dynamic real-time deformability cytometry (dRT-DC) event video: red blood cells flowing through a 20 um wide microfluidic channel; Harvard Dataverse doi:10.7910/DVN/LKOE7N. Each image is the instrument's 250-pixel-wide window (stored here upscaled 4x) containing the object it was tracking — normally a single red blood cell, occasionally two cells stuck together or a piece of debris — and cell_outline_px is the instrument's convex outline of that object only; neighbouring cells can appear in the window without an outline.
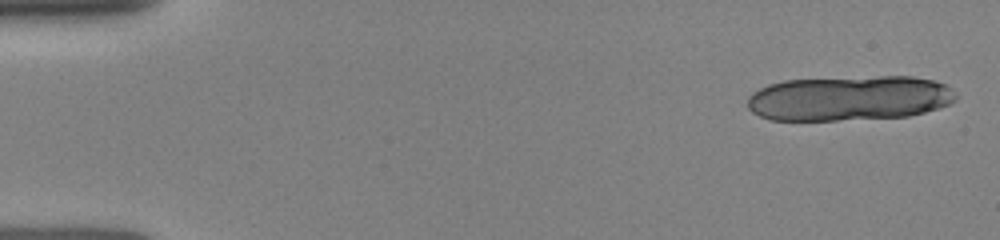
{"species": "human", "species_latin": "Homo sapiens", "temperature_condition": "room temperature", "stored_images_in_passage": 10, "segment_of_instrument_passage": [1, 2], "camera_frame_rate_fps": 3000, "um_per_image_px": 0.085, "donor": {"sex": "female"}, "frame": {"image": 1, "passage_image": 1, "time_ms": 0.0, "image_size_px": [1000, 240], "cell_outline_px": [[956, 100], [948, 104], [924, 112], [908, 116], [836, 120], [772, 120], [760, 116], [752, 112], [748, 108], [748, 96], [752, 92], [768, 84], [784, 80], [880, 76], [912, 76], [932, 80], [948, 84], [956, 92]], "centroid_in_image_um": [72.19, 8.34], "position_along_channel_um": 12.8, "area_um2": 54.79}}